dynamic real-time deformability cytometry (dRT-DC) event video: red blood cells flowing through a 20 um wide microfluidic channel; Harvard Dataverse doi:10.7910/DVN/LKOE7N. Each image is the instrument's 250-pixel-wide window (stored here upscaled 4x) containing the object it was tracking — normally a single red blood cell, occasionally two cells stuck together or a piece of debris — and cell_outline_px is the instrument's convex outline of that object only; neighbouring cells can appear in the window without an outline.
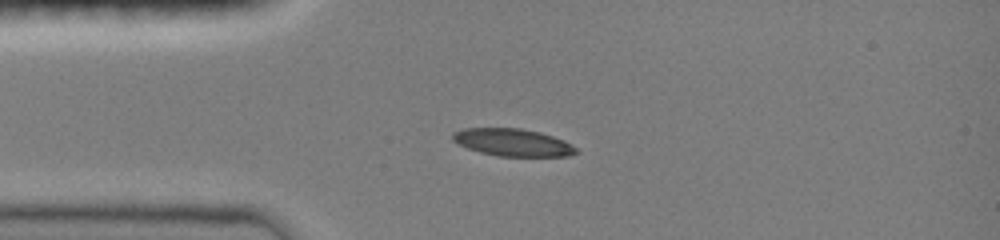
{"species": "common noctule bat (a hibernating species)", "species_latin": "Nyctalus noctula", "temperature_condition": "room temperature", "stored_images_in_passage": 39, "camera_frame_rate_fps": 3000, "um_per_image_px": 0.085, "animal": {"sex": "female", "body_mass_g": 19.0, "forearm_length_mm": 51.5}, "frame": {"image": 1, "passage_image": 1, "time_ms": 0.0, "image_size_px": [1000, 240], "cell_outline_px": [[580, 152], [568, 156], [496, 156], [480, 152], [468, 148], [452, 140], [452, 132], [464, 128], [520, 128], [540, 132], [564, 140], [572, 144]], "centroid_in_image_um": [43.6, 12.1], "position_along_channel_um": 41.4, "area_um2": 19.77}}
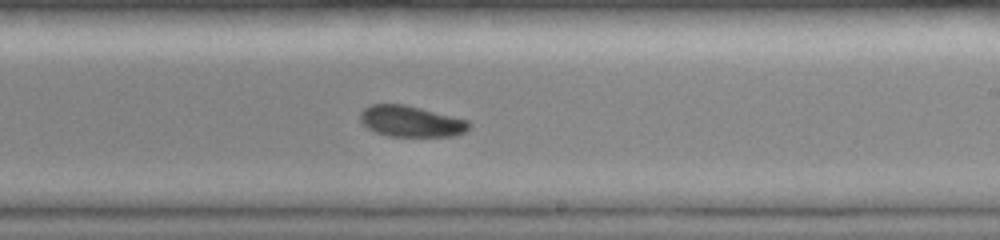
{"frame": {"image": 2, "passage_image": 18, "time_ms": 5.667, "image_size_px": [1000, 240], "cell_outline_px": [[472, 124], [464, 132], [456, 136], [388, 136], [376, 132], [368, 128], [360, 120], [360, 112], [364, 108], [372, 104], [404, 104], [468, 120]], "centroid_in_image_um": [34.93, 10.31], "position_along_channel_um": 254.1, "area_um2": 19.59}}
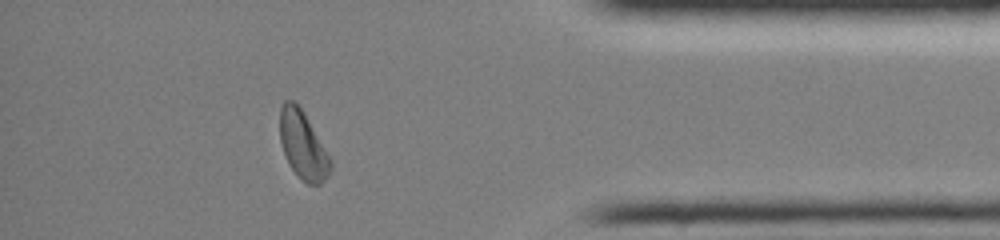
{"frame": {"image": 3, "passage_image": 32, "time_ms": 10.0, "image_size_px": [1000, 240], "cell_outline_px": [[332, 168], [328, 176], [320, 184], [308, 184], [300, 180], [288, 164], [280, 140], [280, 108], [284, 100], [292, 100], [300, 108], [332, 160]], "centroid_in_image_um": [25.74, 12.39], "position_along_channel_um": 409.5, "area_um2": 19.77}, "authors_computed_cell_mechanics": {"area_um2": 20.4034, "velocity_mm_per_s": 4.0388, "shape_relaxation_time_tau1_ms": 7.8892, "shape_relaxation_time_tau2_ms": null, "deformation_change_tau1": 0.1489, "deformation_change_tau2": null}}